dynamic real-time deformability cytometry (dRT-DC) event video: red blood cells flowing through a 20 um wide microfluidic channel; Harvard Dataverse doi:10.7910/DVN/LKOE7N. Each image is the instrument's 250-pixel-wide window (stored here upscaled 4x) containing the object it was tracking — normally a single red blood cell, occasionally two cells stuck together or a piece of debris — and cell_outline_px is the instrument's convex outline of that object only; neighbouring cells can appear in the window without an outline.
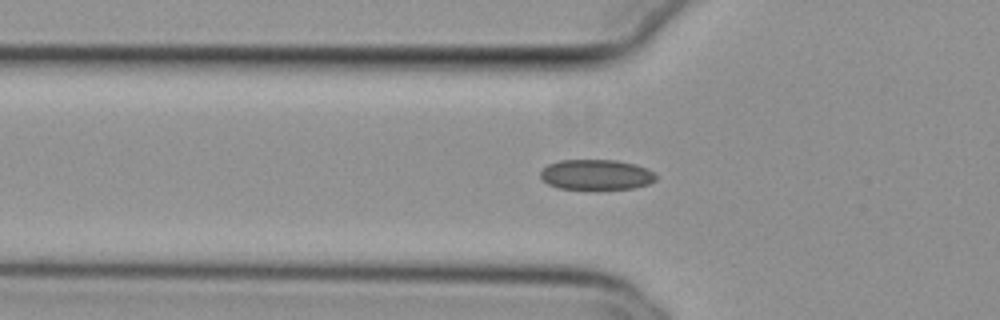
{"species": "common noctule bat (a hibernating species)", "species_latin": "Nyctalus noctula", "temperature_condition": "cold", "stored_images_in_passage": 41, "camera_frame_rate_fps": 3000, "um_per_image_px": 0.085, "animal": {"sex": "female", "body_mass_g": 29.2, "forearm_length_mm": 56.3}, "frame": {"image": 1, "passage_image": 5, "time_ms": 1.333, "image_size_px": [1000, 320], "cell_outline_px": [[656, 180], [648, 184], [632, 188], [560, 188], [548, 184], [540, 176], [540, 172], [548, 164], [560, 160], [616, 160], [636, 164], [648, 168], [656, 176]], "centroid_in_image_um": [50.69, 14.82], "position_along_channel_um": 75.1, "area_um2": 20.11}}
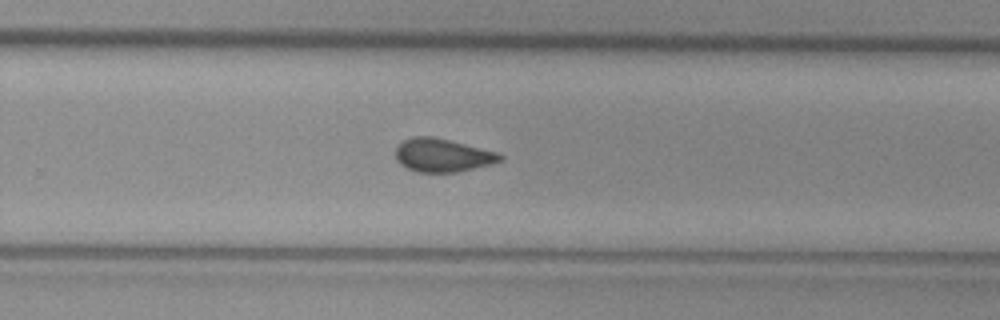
{"frame": {"image": 2, "passage_image": 22, "time_ms": 7.0, "image_size_px": [1000, 320], "cell_outline_px": [[504, 160], [492, 164], [456, 172], [416, 172], [400, 164], [396, 160], [396, 148], [404, 140], [412, 136], [432, 136], [500, 152], [504, 156]], "centroid_in_image_um": [37.65, 13.19], "position_along_channel_um": 292.1, "area_um2": 20.4}}
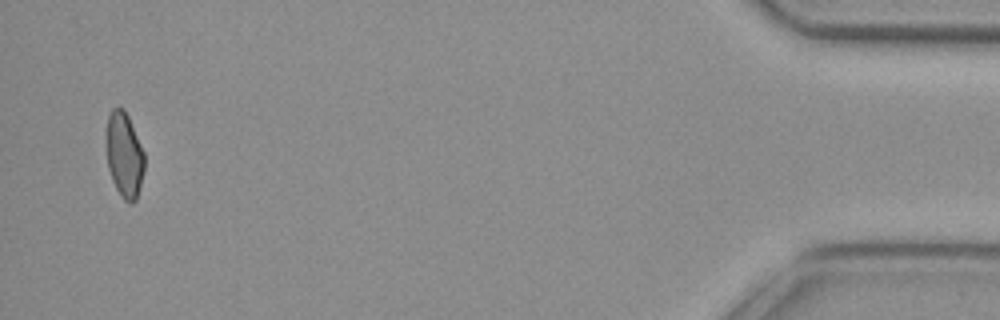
{"frame": {"image": 3, "passage_image": 39, "time_ms": 12.667, "image_size_px": [1000, 320], "cell_outline_px": [[144, 172], [136, 200], [132, 204], [128, 204], [120, 196], [112, 180], [108, 168], [104, 136], [108, 116], [112, 108], [124, 108], [128, 116], [144, 152]], "centroid_in_image_um": [10.54, 13.18], "position_along_channel_um": 424.7, "area_um2": 19.36}, "authors_computed_cell_mechanics": {"area_um2": 20.2878, "velocity_mm_per_s": 3.8373, "shape_relaxation_time_tau1_ms": null, "shape_relaxation_time_tau2_ms": 1.6324, "deformation_change_tau1": null, "deformation_change_tau2": 0.0608}}